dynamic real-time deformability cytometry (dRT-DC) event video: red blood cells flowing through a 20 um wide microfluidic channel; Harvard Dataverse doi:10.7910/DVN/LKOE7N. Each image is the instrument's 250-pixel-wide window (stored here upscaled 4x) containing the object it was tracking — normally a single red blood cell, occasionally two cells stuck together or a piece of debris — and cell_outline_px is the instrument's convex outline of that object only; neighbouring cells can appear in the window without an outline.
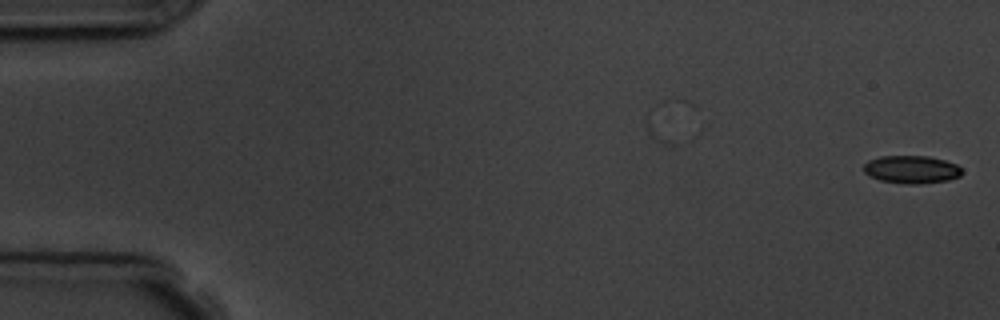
{"species": "common noctule bat (a hibernating species)", "species_latin": "Nyctalus noctula", "temperature_condition": "room temperature", "stored_images_in_passage": 2, "camera_frame_rate_fps": 3000, "um_per_image_px": 0.085, "animal": {"sex": "male", "body_mass_g": 19.5, "forearm_length_mm": 54.6}, "frame": {"image": 1, "passage_image": 2, "time_ms": 1.0, "image_size_px": [1000, 320], "cell_outline_px": [[964, 172], [960, 176], [948, 180], [920, 184], [904, 184], [880, 180], [868, 176], [864, 172], [864, 164], [868, 160], [880, 156], [928, 156], [944, 160], [956, 164]], "centroid_in_image_um": [77.47, 14.41], "position_along_channel_um": 7.5, "area_um2": 16.07}}